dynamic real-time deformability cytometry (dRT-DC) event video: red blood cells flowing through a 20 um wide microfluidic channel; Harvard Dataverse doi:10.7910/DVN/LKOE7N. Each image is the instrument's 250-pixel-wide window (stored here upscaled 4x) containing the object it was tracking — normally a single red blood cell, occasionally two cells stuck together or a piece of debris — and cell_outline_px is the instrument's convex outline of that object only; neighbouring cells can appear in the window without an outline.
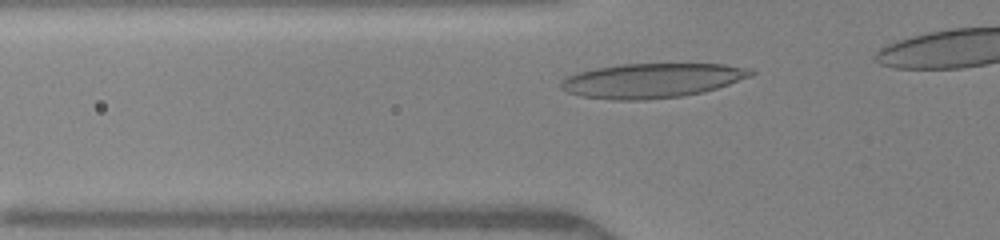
{"species": "human", "species_latin": "Homo sapiens", "temperature_condition": "warm", "stored_images_in_passage": 29, "camera_frame_rate_fps": 3000, "um_per_image_px": 0.085, "donor": {"sex": "female"}, "frame": {"image": 1, "passage_image": 5, "time_ms": 1.333, "image_size_px": [1000, 240], "cell_outline_px": [[744, 76], [724, 84], [712, 88], [696, 92], [676, 96], [588, 96], [568, 80], [584, 72], [608, 68], [636, 64], [716, 64], [736, 68]], "centroid_in_image_um": [55.61, 6.77], "position_along_channel_um": 70.2, "area_um2": 31.79}}
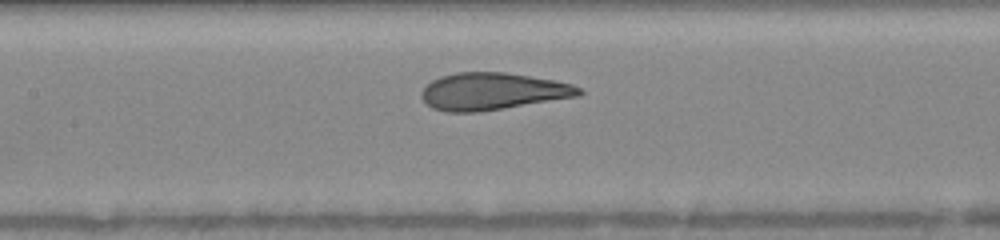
{"frame": {"image": 2, "passage_image": 12, "time_ms": 3.667, "image_size_px": [1000, 240], "cell_outline_px": [[580, 92], [568, 96], [496, 108], [464, 112], [436, 108], [428, 104], [424, 100], [424, 88], [428, 84], [444, 76], [464, 72], [496, 72], [524, 76], [548, 80], [568, 84], [580, 88]], "centroid_in_image_um": [41.76, 7.74], "position_along_channel_um": 165.6, "area_um2": 31.1}}
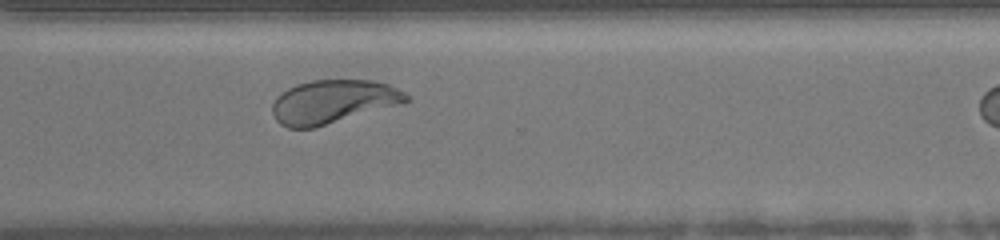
{"frame": {"image": 3, "passage_image": 25, "time_ms": 8.0, "image_size_px": [1000, 240], "cell_outline_px": [[408, 100], [312, 128], [292, 128], [284, 124], [276, 116], [272, 108], [276, 100], [284, 92], [300, 84], [316, 80], [364, 80], [384, 84], [408, 96]], "centroid_in_image_um": [28.25, 8.63], "position_along_channel_um": 342.3, "area_um2": 31.62}}